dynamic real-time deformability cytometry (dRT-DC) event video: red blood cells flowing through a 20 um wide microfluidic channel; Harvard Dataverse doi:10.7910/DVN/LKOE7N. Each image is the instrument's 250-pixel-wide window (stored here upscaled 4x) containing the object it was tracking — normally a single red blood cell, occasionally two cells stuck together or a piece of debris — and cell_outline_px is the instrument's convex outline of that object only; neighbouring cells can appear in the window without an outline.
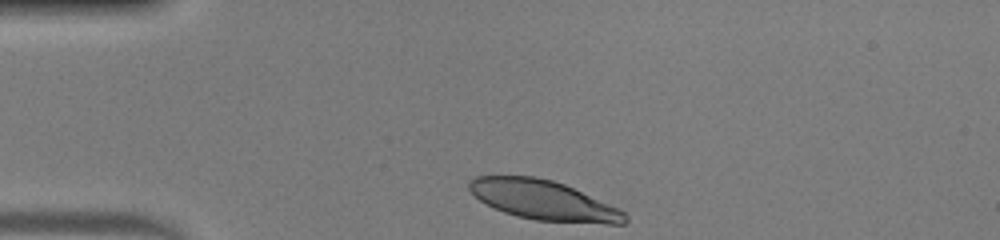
{"species": "human", "species_latin": "Homo sapiens", "temperature_condition": "warm", "stored_images_in_passage": 31, "camera_frame_rate_fps": 3000, "um_per_image_px": 0.085, "donor": {"sex": "male"}, "frame": {"image": 1, "passage_image": 1, "time_ms": 0.0, "image_size_px": [1000, 240], "cell_outline_px": [[628, 220], [624, 224], [608, 224], [536, 220], [516, 216], [504, 212], [480, 200], [468, 188], [468, 180], [476, 176], [536, 176], [552, 180], [564, 184], [620, 208], [628, 216]], "centroid_in_image_um": [46.23, 17.02], "position_along_channel_um": 38.8, "area_um2": 35.89}}
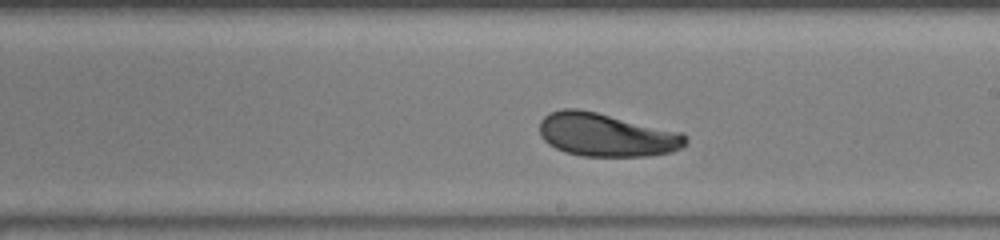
{"frame": {"image": 2, "passage_image": 18, "time_ms": 5.667, "image_size_px": [1000, 240], "cell_outline_px": [[688, 144], [672, 152], [648, 156], [580, 156], [564, 152], [548, 144], [540, 136], [540, 120], [544, 116], [552, 112], [564, 108], [576, 108], [596, 112], [684, 132], [688, 136]], "centroid_in_image_um": [51.58, 11.47], "position_along_channel_um": 237.4, "area_um2": 37.22}}
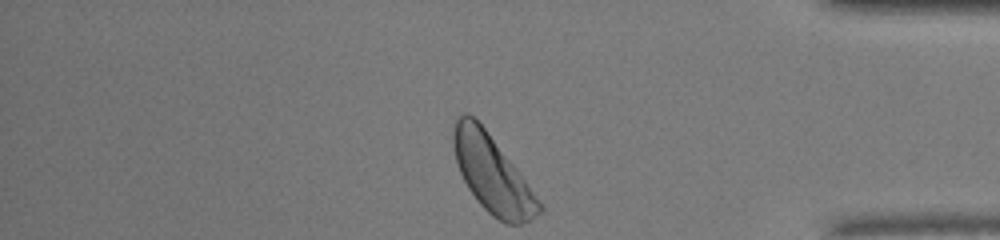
{"frame": {"image": 3, "passage_image": 31, "time_ms": 10.0, "image_size_px": [1000, 240], "cell_outline_px": [[544, 208], [536, 216], [520, 224], [504, 224], [492, 216], [476, 200], [468, 188], [460, 172], [456, 160], [452, 144], [452, 132], [456, 116], [464, 112], [468, 112], [484, 128], [516, 168], [544, 204]], "centroid_in_image_um": [41.84, 14.8], "position_along_channel_um": 393.4, "area_um2": 38.38}, "authors_computed_cell_mechanics": {"area_um2": 37.2232, "velocity_mm_per_s": 4.1911, "shape_relaxation_time_tau1_ms": 2.8977, "shape_relaxation_time_tau2_ms": null, "deformation_change_tau1": 0.1278, "deformation_change_tau2": null}}